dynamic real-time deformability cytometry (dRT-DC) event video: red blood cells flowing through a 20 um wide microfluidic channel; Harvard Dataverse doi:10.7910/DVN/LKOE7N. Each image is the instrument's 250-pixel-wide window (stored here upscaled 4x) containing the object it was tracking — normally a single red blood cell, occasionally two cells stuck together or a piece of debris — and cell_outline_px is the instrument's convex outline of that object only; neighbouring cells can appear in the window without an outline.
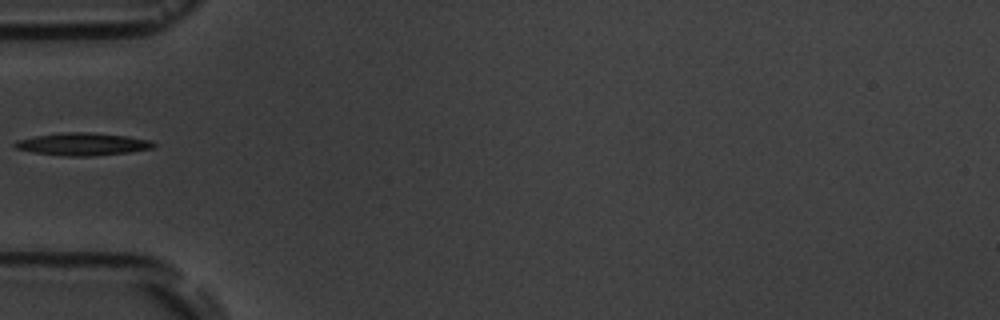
{"species": "common noctule bat (a hibernating species)", "species_latin": "Nyctalus noctula", "temperature_condition": "room temperature", "stored_images_in_passage": 2, "camera_frame_rate_fps": 3000, "um_per_image_px": 0.085, "animal": {"sex": "male", "body_mass_g": 19.5, "forearm_length_mm": 54.6}, "frame": {"image": 1, "passage_image": 1, "time_ms": 0.0, "image_size_px": [1000, 320], "cell_outline_px": [[156, 144], [152, 148], [128, 152], [92, 156], [64, 156], [32, 152], [12, 148], [12, 144], [16, 140], [36, 136], [60, 132], [92, 132], [128, 136], [152, 140]], "centroid_in_image_um": [6.98, 12.24], "position_along_channel_um": 78.0, "area_um2": 18.44}}
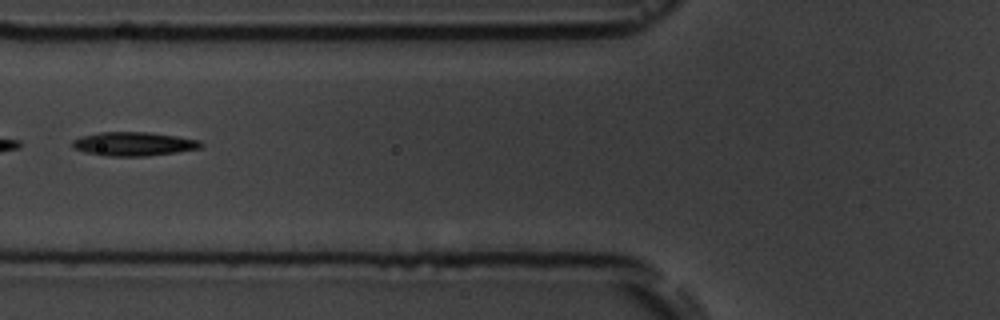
{"frame": {"image": 2, "passage_image": 2, "time_ms": 1.0, "image_size_px": [1000, 320], "cell_outline_px": [[204, 144], [200, 148], [176, 152], [144, 156], [104, 156], [88, 152], [76, 148], [72, 144], [72, 140], [84, 136], [100, 132], [148, 132], [176, 136], [200, 140]], "centroid_in_image_um": [11.41, 12.23], "position_along_channel_um": 114.4, "area_um2": 17.57}}